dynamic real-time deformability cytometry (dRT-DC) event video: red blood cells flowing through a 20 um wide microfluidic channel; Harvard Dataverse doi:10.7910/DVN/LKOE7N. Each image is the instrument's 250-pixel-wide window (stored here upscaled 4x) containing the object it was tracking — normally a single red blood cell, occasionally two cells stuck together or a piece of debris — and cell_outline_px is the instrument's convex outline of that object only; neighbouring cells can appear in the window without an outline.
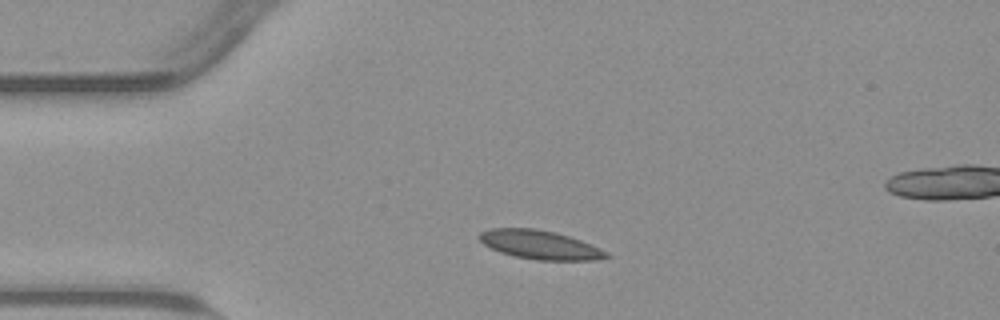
{"species": "common noctule bat (a hibernating species)", "species_latin": "Nyctalus noctula", "temperature_condition": "warm", "stored_images_in_passage": 44, "camera_frame_rate_fps": 3000, "um_per_image_px": 0.085, "animal": {"sex": "male", "body_mass_g": 23.1, "forearm_length_mm": 52.7}, "frame": {"image": 1, "passage_image": 1, "time_ms": 0.0, "image_size_px": [1000, 320], "cell_outline_px": [[612, 256], [596, 260], [536, 260], [516, 256], [500, 252], [484, 244], [476, 236], [480, 232], [492, 228], [536, 228], [556, 232], [580, 240], [608, 252]], "centroid_in_image_um": [45.89, 20.8], "position_along_channel_um": 39.1, "area_um2": 21.27}}
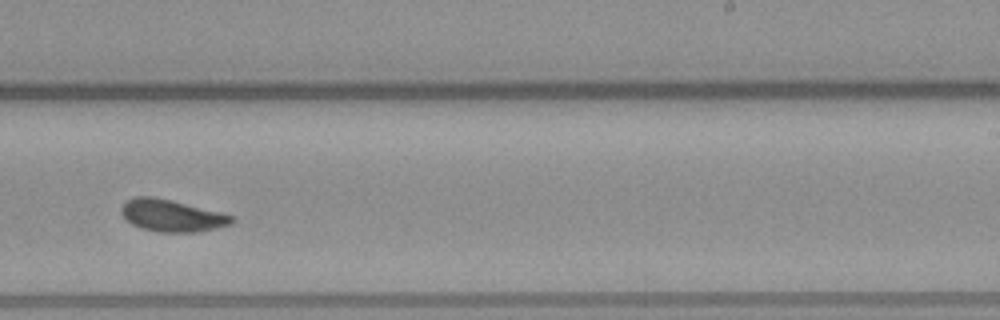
{"frame": {"image": 2, "passage_image": 22, "time_ms": 7.0, "image_size_px": [1000, 320], "cell_outline_px": [[236, 220], [232, 224], [200, 232], [156, 232], [140, 228], [132, 224], [120, 212], [120, 208], [124, 200], [136, 196], [152, 196], [220, 212], [232, 216]], "centroid_in_image_um": [14.57, 18.33], "position_along_channel_um": 274.4, "area_um2": 20.63}}
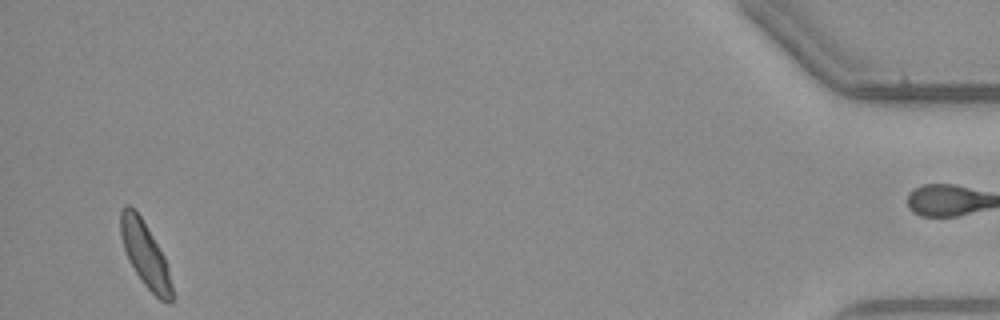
{"frame": {"image": 3, "passage_image": 41, "time_ms": 13.333, "image_size_px": [1000, 320], "cell_outline_px": [[176, 296], [172, 304], [168, 304], [160, 300], [144, 284], [128, 260], [120, 236], [120, 208], [124, 204], [128, 204], [136, 208], [164, 256], [168, 268]], "centroid_in_image_um": [12.36, 21.64], "position_along_channel_um": 422.8, "area_um2": 19.88}, "authors_computed_cell_mechanics": {"area_um2": 20.3456, "velocity_mm_per_s": 3.7637, "shape_relaxation_time_tau1_ms": null, "shape_relaxation_time_tau2_ms": 1.7536, "deformation_change_tau1": null, "deformation_change_tau2": 0.0603}}